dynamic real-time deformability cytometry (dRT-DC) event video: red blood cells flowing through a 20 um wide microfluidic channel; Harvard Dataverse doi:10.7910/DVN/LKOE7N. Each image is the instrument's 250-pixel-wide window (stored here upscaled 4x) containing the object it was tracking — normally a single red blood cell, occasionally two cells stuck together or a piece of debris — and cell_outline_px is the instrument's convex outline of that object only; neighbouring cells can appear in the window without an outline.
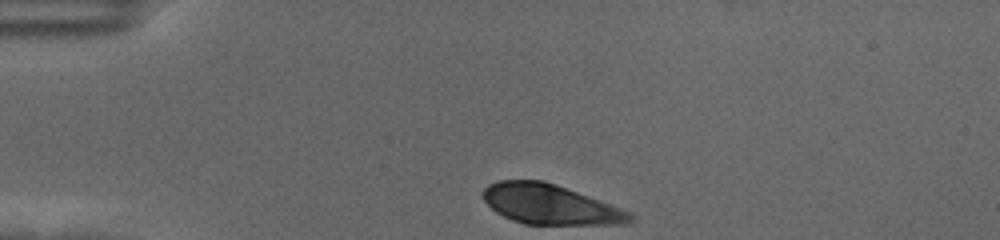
{"species": "human", "species_latin": "Homo sapiens", "temperature_condition": "cold", "stored_images_in_passage": 36, "camera_frame_rate_fps": 3000, "um_per_image_px": 0.085, "donor": {"sex": "female"}, "frame": {"image": 1, "passage_image": 1, "time_ms": 0.0, "image_size_px": [1000, 240], "cell_outline_px": [[636, 220], [620, 224], [524, 224], [512, 220], [496, 212], [480, 196], [480, 192], [488, 184], [496, 180], [544, 180], [556, 184], [620, 208], [636, 216]], "centroid_in_image_um": [46.7, 17.36], "position_along_channel_um": 38.3, "area_um2": 34.1}}
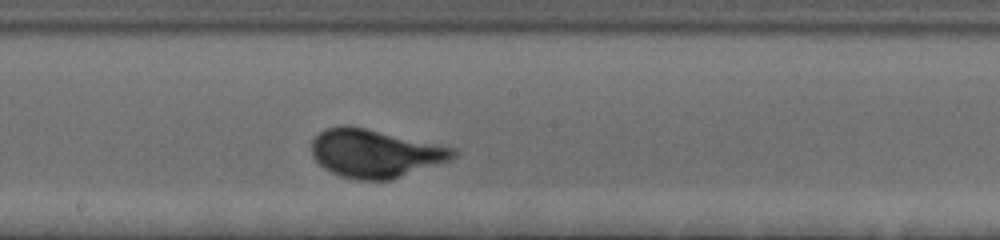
{"frame": {"image": 2, "passage_image": 20, "time_ms": 6.333, "image_size_px": [1000, 240], "cell_outline_px": [[460, 152], [456, 156], [448, 160], [392, 180], [356, 180], [340, 176], [324, 168], [312, 156], [312, 140], [324, 128], [348, 124], [456, 148]], "centroid_in_image_um": [31.87, 13.03], "position_along_channel_um": 216.3, "area_um2": 39.77}}
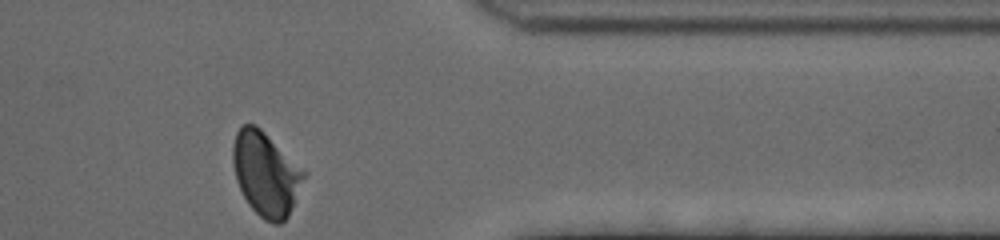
{"frame": {"image": 3, "passage_image": 36, "time_ms": 11.667, "image_size_px": [1000, 240], "cell_outline_px": [[308, 172], [288, 216], [280, 224], [272, 224], [264, 220], [248, 204], [236, 180], [232, 160], [232, 144], [236, 132], [244, 124], [256, 124]], "centroid_in_image_um": [22.6, 14.77], "position_along_channel_um": 388.8, "area_um2": 34.85}, "authors_computed_cell_mechanics": {"area_um2": 37.3099, "velocity_mm_per_s": 3.4758, "shape_relaxation_time_tau1_ms": 2.5449, "shape_relaxation_time_tau2_ms": null, "deformation_change_tau1": 0.1392, "deformation_change_tau2": null}}